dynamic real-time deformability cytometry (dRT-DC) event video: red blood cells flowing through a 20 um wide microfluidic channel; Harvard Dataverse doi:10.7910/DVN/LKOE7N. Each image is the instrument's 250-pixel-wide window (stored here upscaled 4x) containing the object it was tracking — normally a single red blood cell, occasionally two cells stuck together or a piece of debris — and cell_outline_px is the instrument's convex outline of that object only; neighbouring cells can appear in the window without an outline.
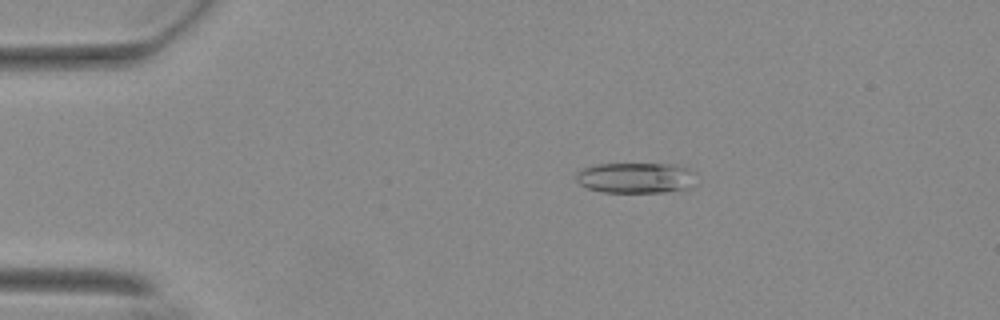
{"species": "Egyptian fruit bat (a non-hibernating species)", "species_latin": "Rousettus aegyptiacus", "temperature_condition": "warm", "stored_images_in_passage": 55, "camera_frame_rate_fps": 3000, "um_per_image_px": 0.085, "animal": {"sex": "female"}, "frame": {"image": 1, "passage_image": 11, "time_ms": 3.333, "image_size_px": [1000, 320], "cell_outline_px": [[696, 172], [688, 188], [664, 192], [604, 192], [588, 188], [580, 184], [576, 180], [576, 172], [580, 168], [600, 164], [668, 164], [688, 168]], "centroid_in_image_um": [53.99, 15.11], "position_along_channel_um": 31.0, "area_um2": 21.27}}
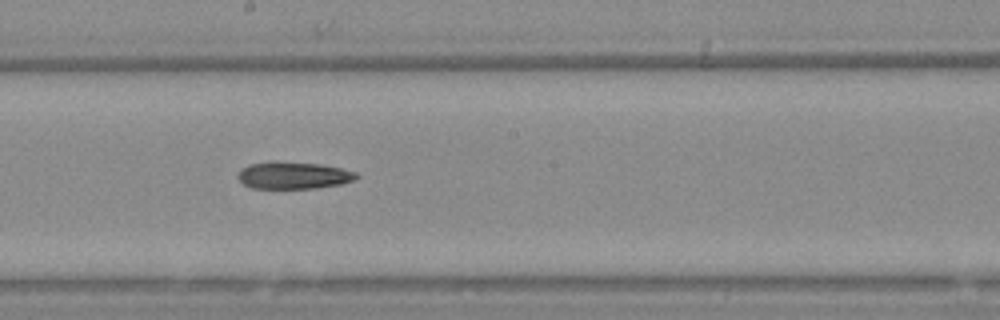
{"frame": {"image": 2, "passage_image": 31, "time_ms": 10.0, "image_size_px": [1000, 320], "cell_outline_px": [[360, 176], [344, 184], [316, 188], [252, 188], [244, 184], [236, 176], [240, 168], [248, 164], [268, 160], [272, 160], [320, 164], [340, 168], [356, 172]], "centroid_in_image_um": [24.9, 14.89], "position_along_channel_um": 223.3, "area_um2": 19.07}}
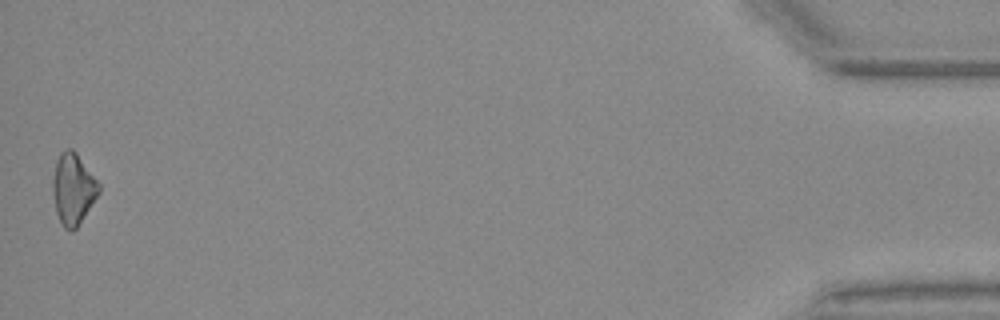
{"frame": {"image": 3, "passage_image": 55, "time_ms": 18.0, "image_size_px": [1000, 320], "cell_outline_px": [[100, 192], [76, 228], [72, 232], [64, 228], [56, 212], [52, 192], [52, 180], [56, 160], [60, 152], [68, 148], [72, 148], [76, 152], [100, 184]], "centroid_in_image_um": [6.2, 16.04], "position_along_channel_um": 429.0, "area_um2": 19.07}}